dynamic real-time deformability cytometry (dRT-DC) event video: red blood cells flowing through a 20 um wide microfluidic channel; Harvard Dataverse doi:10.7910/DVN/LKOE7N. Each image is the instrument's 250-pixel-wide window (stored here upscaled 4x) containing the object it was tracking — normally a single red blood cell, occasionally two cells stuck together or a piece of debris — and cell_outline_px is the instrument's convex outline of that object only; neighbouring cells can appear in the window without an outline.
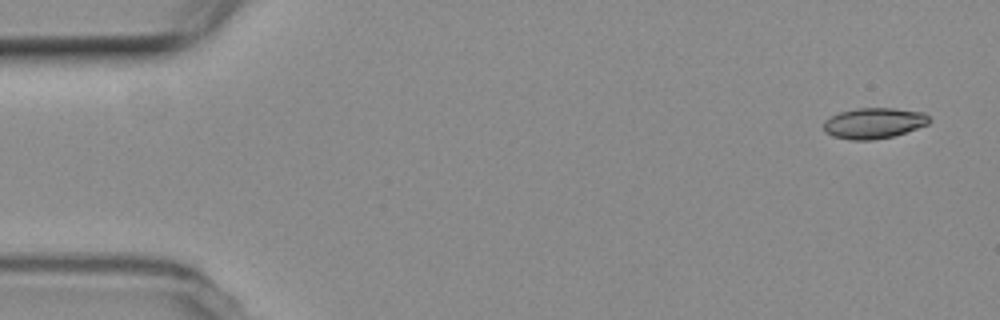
{"species": "common noctule bat (a hibernating species)", "species_latin": "Nyctalus noctula", "temperature_condition": "room temperature", "stored_images_in_passage": 5, "camera_frame_rate_fps": 3000, "um_per_image_px": 0.085, "animal": {"sex": "female", "body_mass_g": 19.3, "forearm_length_mm": 54.1}, "frame": {"image": 1, "passage_image": 1, "time_ms": 0.0, "image_size_px": [1000, 320], "cell_outline_px": [[932, 120], [928, 124], [892, 136], [872, 140], [852, 140], [832, 136], [824, 132], [824, 120], [840, 112], [856, 108], [892, 108], [924, 112]], "centroid_in_image_um": [74.26, 10.46], "position_along_channel_um": 10.7, "area_um2": 18.84}}
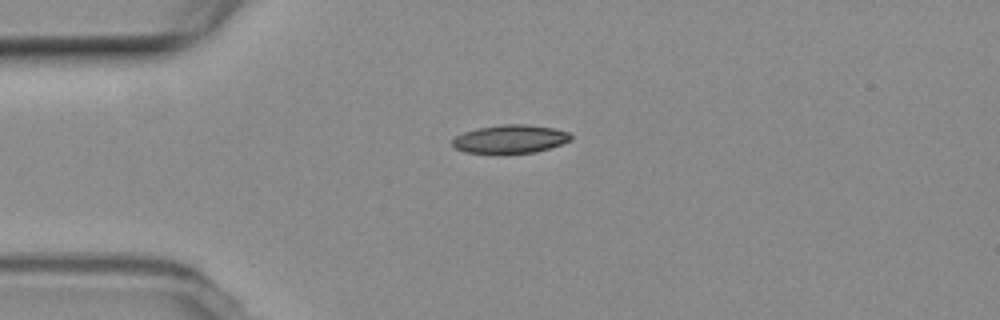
{"frame": {"image": 2, "passage_image": 4, "time_ms": 3.667, "image_size_px": [1000, 320], "cell_outline_px": [[572, 140], [536, 152], [500, 156], [492, 156], [464, 152], [456, 148], [452, 144], [452, 140], [456, 136], [464, 132], [476, 128], [500, 124], [528, 124], [552, 128], [568, 132], [572, 136]], "centroid_in_image_um": [43.31, 11.86], "position_along_channel_um": 41.7, "area_um2": 20.4}}